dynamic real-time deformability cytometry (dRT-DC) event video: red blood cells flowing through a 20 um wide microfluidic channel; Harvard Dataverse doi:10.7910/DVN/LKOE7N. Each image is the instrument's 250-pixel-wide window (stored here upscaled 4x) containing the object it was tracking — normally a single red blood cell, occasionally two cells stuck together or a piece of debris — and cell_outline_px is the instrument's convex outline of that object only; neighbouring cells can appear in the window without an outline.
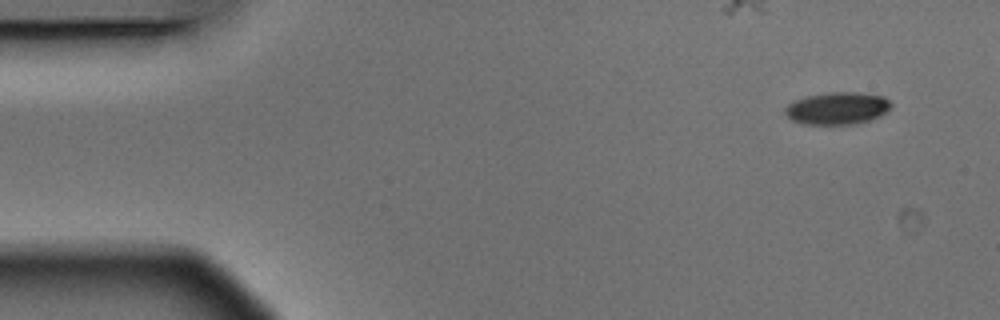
{"species": "Egyptian fruit bat (a non-hibernating species)", "species_latin": "Rousettus aegyptiacus", "temperature_condition": "warm", "stored_images_in_passage": 5, "camera_frame_rate_fps": 3000, "um_per_image_px": 0.085, "animal": {"sex": "male"}, "frame": {"image": 1, "passage_image": 1, "time_ms": 0.0, "image_size_px": [1000, 320], "cell_outline_px": [[892, 104], [888, 112], [880, 116], [856, 124], [804, 124], [792, 120], [784, 112], [784, 108], [788, 104], [796, 100], [808, 96], [828, 92], [856, 92], [884, 96]], "centroid_in_image_um": [71.19, 9.2], "position_along_channel_um": 13.8, "area_um2": 19.94}}
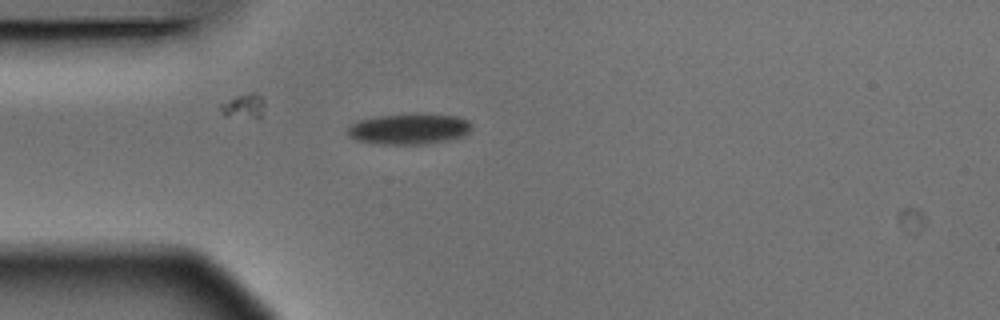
{"frame": {"image": 2, "passage_image": 4, "time_ms": 1.0, "image_size_px": [1000, 320], "cell_outline_px": [[472, 128], [464, 136], [448, 140], [424, 144], [376, 144], [356, 140], [348, 136], [348, 128], [352, 124], [360, 120], [376, 116], [416, 112], [456, 116], [468, 120], [472, 124]], "centroid_in_image_um": [34.79, 10.94], "position_along_channel_um": 50.2, "area_um2": 22.66}}